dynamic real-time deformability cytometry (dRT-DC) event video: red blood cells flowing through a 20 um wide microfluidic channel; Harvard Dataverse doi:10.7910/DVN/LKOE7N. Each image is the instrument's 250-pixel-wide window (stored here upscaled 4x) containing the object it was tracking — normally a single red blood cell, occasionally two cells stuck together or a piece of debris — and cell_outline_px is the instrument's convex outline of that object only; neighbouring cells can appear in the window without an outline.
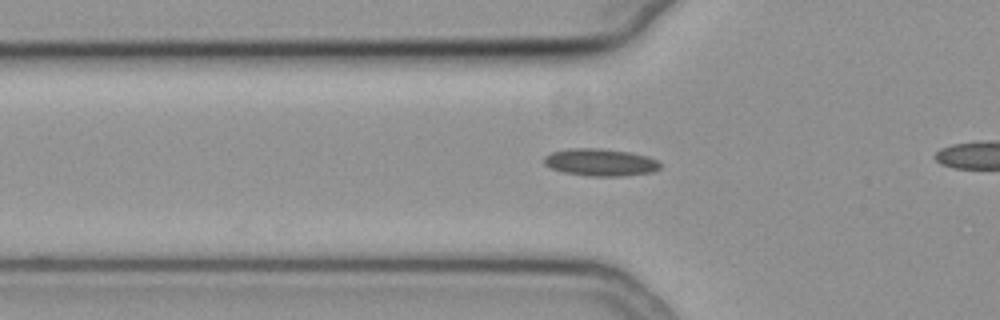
{"species": "common noctule bat (a hibernating species)", "species_latin": "Nyctalus noctula", "temperature_condition": "cold", "stored_images_in_passage": 22, "camera_frame_rate_fps": 3000, "um_per_image_px": 0.085, "animal": {"sex": "female", "body_mass_g": 19.3, "forearm_length_mm": 54.1}, "frame": {"image": 1, "passage_image": 3, "time_ms": 0.667, "image_size_px": [1000, 320], "cell_outline_px": [[660, 168], [652, 172], [620, 176], [588, 176], [564, 172], [552, 168], [544, 164], [544, 156], [552, 152], [572, 148], [596, 148], [628, 152], [648, 156], [656, 160], [660, 164]], "centroid_in_image_um": [51.02, 13.8], "position_along_channel_um": 74.8, "area_um2": 18.26}}
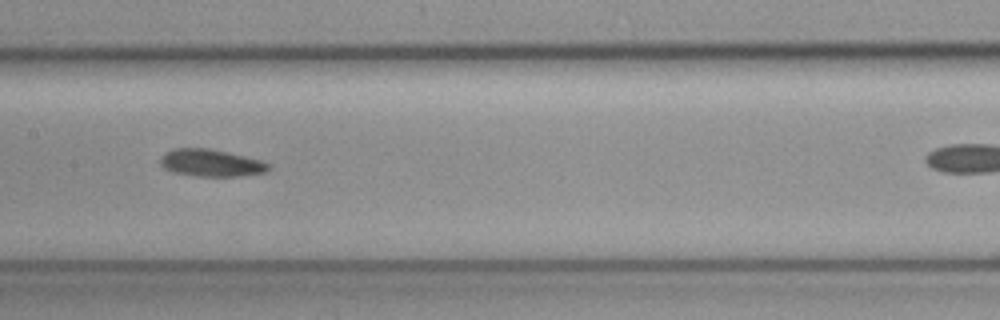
{"frame": {"image": 2, "passage_image": 12, "time_ms": 3.667, "image_size_px": [1000, 320], "cell_outline_px": [[272, 168], [264, 172], [240, 176], [200, 176], [172, 172], [164, 168], [160, 164], [160, 160], [168, 152], [176, 148], [208, 148], [244, 156], [260, 160], [272, 164]], "centroid_in_image_um": [17.98, 13.85], "position_along_channel_um": 189.4, "area_um2": 16.94}}
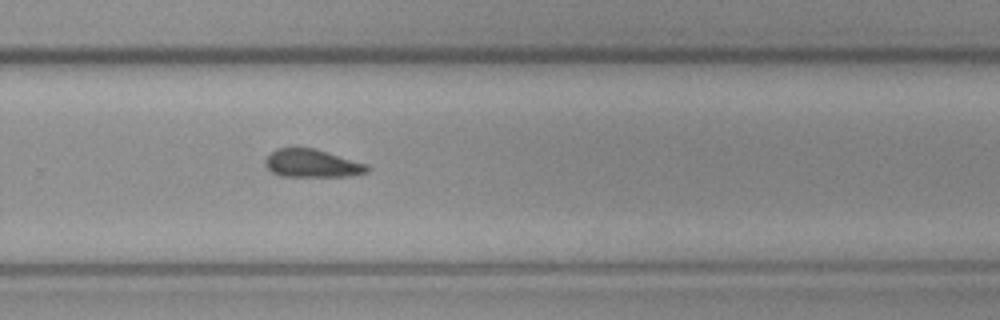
{"frame": {"image": 3, "passage_image": 21, "time_ms": 6.667, "image_size_px": [1000, 320], "cell_outline_px": [[372, 168], [368, 172], [348, 176], [280, 176], [272, 172], [264, 164], [264, 160], [276, 148], [316, 148], [368, 164]], "centroid_in_image_um": [26.56, 13.88], "position_along_channel_um": 303.2, "area_um2": 16.76}}